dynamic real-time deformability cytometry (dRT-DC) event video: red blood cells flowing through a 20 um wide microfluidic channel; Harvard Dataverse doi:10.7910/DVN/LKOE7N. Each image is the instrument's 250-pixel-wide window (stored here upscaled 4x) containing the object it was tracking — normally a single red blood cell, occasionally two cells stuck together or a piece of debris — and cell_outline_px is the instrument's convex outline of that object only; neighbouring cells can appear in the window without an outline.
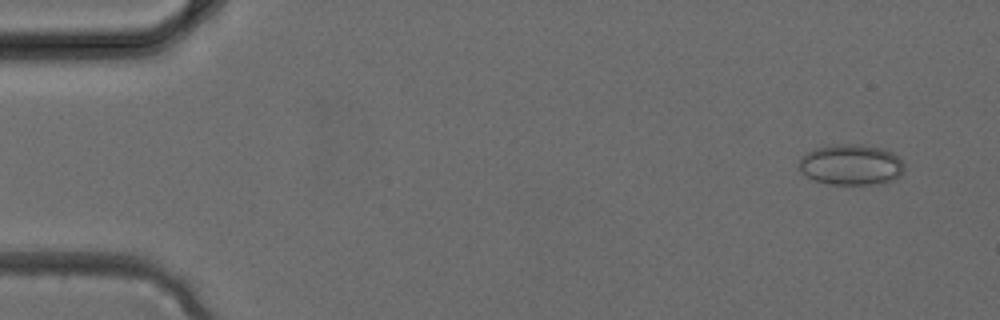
{"species": "common noctule bat (a hibernating species)", "species_latin": "Nyctalus noctula", "temperature_condition": "cold", "stored_images_in_passage": 3, "camera_frame_rate_fps": 3000, "um_per_image_px": 0.085, "animal": {"sex": "female", "body_mass_g": 24.6, "forearm_length_mm": 56.2}, "frame": {"image": 1, "passage_image": 1, "time_ms": 0.0, "image_size_px": [1000, 320], "cell_outline_px": [[904, 172], [900, 176], [892, 180], [880, 184], [828, 184], [812, 180], [800, 172], [800, 160], [808, 152], [816, 148], [828, 144], [860, 144], [884, 148], [900, 156], [904, 164]], "centroid_in_image_um": [72.38, 14.0], "position_along_channel_um": 12.6, "area_um2": 25.37}}
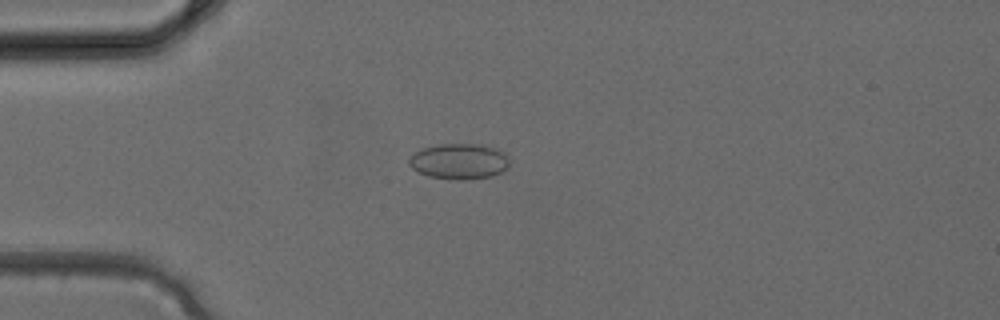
{"frame": {"image": 2, "passage_image": 3, "time_ms": 0.667, "image_size_px": [1000, 320], "cell_outline_px": [[508, 168], [492, 176], [464, 180], [460, 180], [428, 176], [412, 168], [408, 164], [408, 156], [424, 148], [440, 144], [484, 144], [496, 148], [504, 152], [508, 156]], "centroid_in_image_um": [39.04, 13.71], "position_along_channel_um": 46.0, "area_um2": 20.92}}